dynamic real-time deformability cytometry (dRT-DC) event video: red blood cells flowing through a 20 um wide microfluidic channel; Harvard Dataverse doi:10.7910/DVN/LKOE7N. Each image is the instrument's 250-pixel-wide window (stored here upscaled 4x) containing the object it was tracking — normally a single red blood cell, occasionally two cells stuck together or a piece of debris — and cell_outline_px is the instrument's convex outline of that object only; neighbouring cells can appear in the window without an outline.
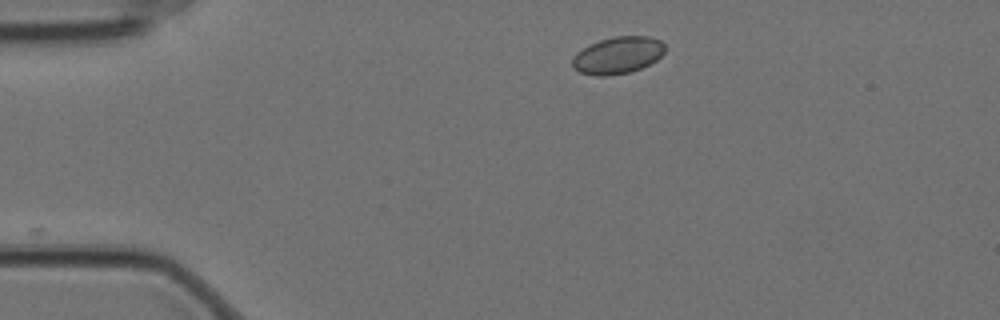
{"species": "Egyptian fruit bat (a non-hibernating species)", "species_latin": "Rousettus aegyptiacus", "temperature_condition": "cold", "stored_images_in_passage": 7, "camera_frame_rate_fps": 3000, "um_per_image_px": 0.085, "animal": {"sex": "female"}, "frame": {"image": 1, "passage_image": 1, "time_ms": 0.0, "image_size_px": [1000, 320], "cell_outline_px": [[664, 52], [656, 60], [640, 68], [628, 72], [604, 76], [596, 76], [580, 72], [572, 68], [572, 56], [576, 52], [588, 44], [600, 40], [616, 36], [648, 36], [660, 40], [664, 44]], "centroid_in_image_um": [52.46, 4.69], "position_along_channel_um": 32.5, "area_um2": 19.94}}
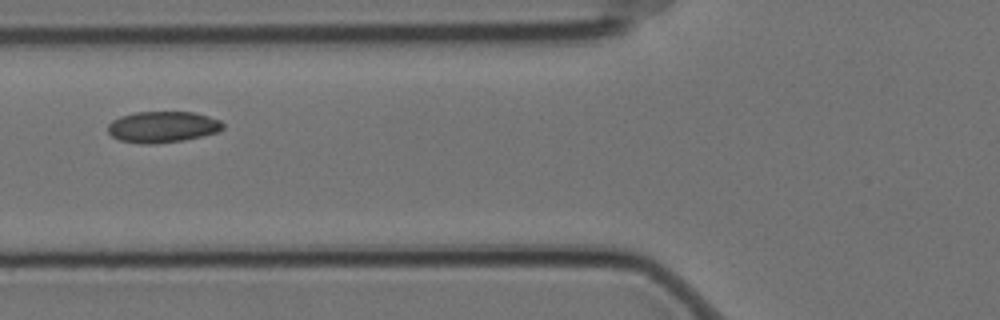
{"frame": {"image": 2, "passage_image": 4, "time_ms": 1.0, "image_size_px": [1000, 320], "cell_outline_px": [[224, 128], [220, 132], [184, 140], [152, 144], [140, 144], [120, 140], [112, 136], [108, 132], [108, 124], [112, 120], [120, 116], [136, 112], [192, 112], [208, 116], [220, 120], [224, 124]], "centroid_in_image_um": [13.83, 10.79], "position_along_channel_um": 112.0, "area_um2": 21.04}}
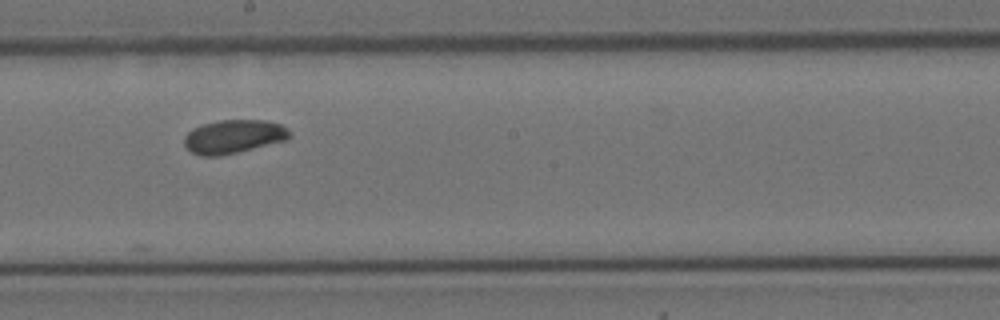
{"frame": {"image": 3, "passage_image": 7, "time_ms": 2.0, "image_size_px": [1000, 320], "cell_outline_px": [[292, 136], [288, 140], [220, 156], [200, 156], [192, 152], [184, 144], [184, 136], [192, 128], [204, 124], [220, 120], [264, 120], [280, 124], [288, 128], [292, 132]], "centroid_in_image_um": [19.89, 11.61], "position_along_channel_um": 228.3, "area_um2": 20.75}}